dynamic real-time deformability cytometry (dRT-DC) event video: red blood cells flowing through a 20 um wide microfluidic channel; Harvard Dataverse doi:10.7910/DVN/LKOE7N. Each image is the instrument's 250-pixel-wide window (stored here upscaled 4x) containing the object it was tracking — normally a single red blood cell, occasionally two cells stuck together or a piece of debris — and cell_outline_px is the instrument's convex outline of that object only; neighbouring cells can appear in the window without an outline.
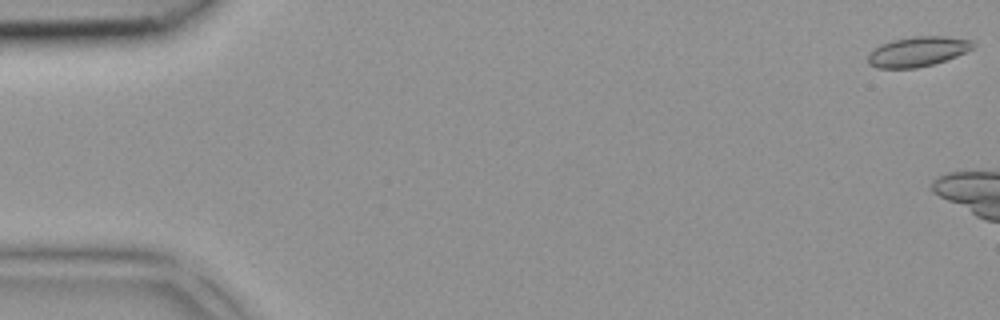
{"species": "common noctule bat (a hibernating species)", "species_latin": "Nyctalus noctula", "temperature_condition": "room temperature", "stored_images_in_passage": 5, "camera_frame_rate_fps": 3000, "um_per_image_px": 0.085, "animal": {"sex": "female", "body_mass_g": 18.4}, "frame": {"image": 1, "passage_image": 1, "time_ms": 0.0, "image_size_px": [1000, 320], "cell_outline_px": [[976, 48], [956, 56], [932, 64], [916, 68], [876, 68], [868, 64], [868, 52], [880, 44], [892, 40], [912, 36], [944, 36], [972, 40], [976, 44]], "centroid_in_image_um": [78.0, 4.37], "position_along_channel_um": 7.0, "area_um2": 18.5}}